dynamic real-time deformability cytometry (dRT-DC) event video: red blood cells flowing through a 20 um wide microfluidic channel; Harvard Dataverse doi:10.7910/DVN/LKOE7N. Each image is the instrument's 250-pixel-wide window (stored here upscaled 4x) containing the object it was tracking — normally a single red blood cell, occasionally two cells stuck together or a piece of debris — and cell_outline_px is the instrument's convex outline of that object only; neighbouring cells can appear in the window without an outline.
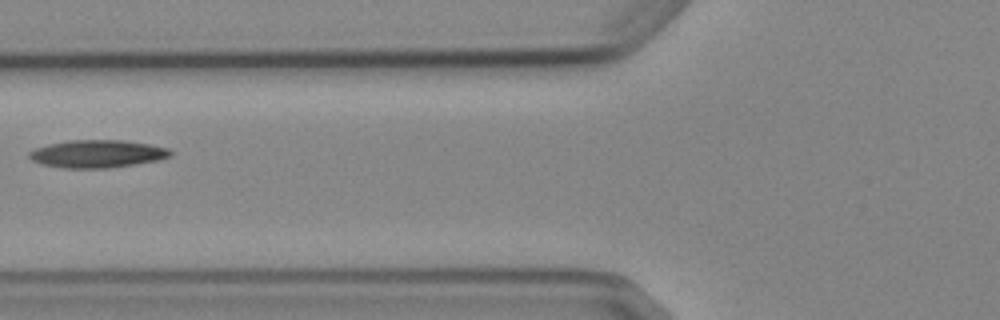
{"species": "Egyptian fruit bat (a non-hibernating species)", "species_latin": "Rousettus aegyptiacus", "temperature_condition": "cold", "stored_images_in_passage": 7, "camera_frame_rate_fps": 3000, "um_per_image_px": 0.085, "animal": {"sex": "female"}, "frame": {"image": 1, "passage_image": 6, "time_ms": 7.0, "image_size_px": [1000, 320], "cell_outline_px": [[172, 156], [156, 160], [108, 168], [64, 168], [40, 164], [32, 160], [28, 156], [28, 152], [36, 148], [48, 144], [68, 140], [124, 140], [148, 144], [168, 148], [172, 152]], "centroid_in_image_um": [8.23, 13.07], "position_along_channel_um": 117.6, "area_um2": 22.72}}